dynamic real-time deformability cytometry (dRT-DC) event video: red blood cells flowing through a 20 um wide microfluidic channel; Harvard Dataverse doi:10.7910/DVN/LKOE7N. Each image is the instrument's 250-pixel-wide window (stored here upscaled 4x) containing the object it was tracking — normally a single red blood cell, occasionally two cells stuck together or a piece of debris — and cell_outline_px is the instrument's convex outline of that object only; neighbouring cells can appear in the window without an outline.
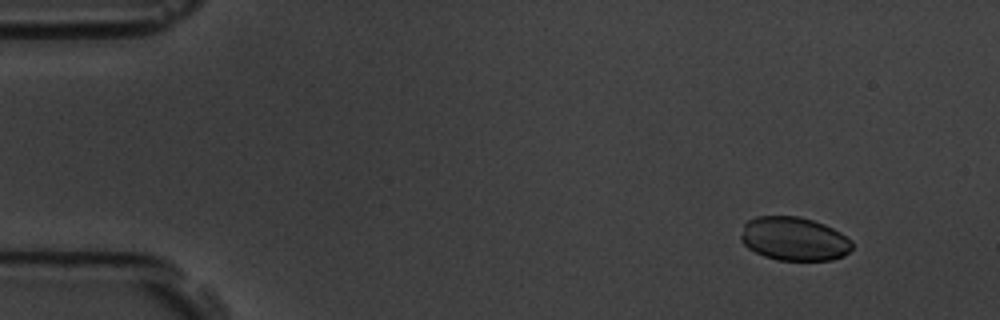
{"species": "common noctule bat (a hibernating species)", "species_latin": "Nyctalus noctula", "temperature_condition": "room temperature", "stored_images_in_passage": 13, "camera_frame_rate_fps": 3000, "um_per_image_px": 0.085, "animal": {"sex": "male", "body_mass_g": 19.5, "forearm_length_mm": 54.6}, "frame": {"image": 1, "passage_image": 6, "time_ms": 1.667, "image_size_px": [1000, 320], "cell_outline_px": [[852, 248], [844, 256], [832, 260], [776, 260], [764, 256], [748, 248], [740, 240], [740, 236], [744, 224], [748, 220], [756, 216], [800, 216], [824, 224], [840, 232], [852, 240]], "centroid_in_image_um": [67.49, 20.3], "position_along_channel_um": 17.5, "area_um2": 28.44}}